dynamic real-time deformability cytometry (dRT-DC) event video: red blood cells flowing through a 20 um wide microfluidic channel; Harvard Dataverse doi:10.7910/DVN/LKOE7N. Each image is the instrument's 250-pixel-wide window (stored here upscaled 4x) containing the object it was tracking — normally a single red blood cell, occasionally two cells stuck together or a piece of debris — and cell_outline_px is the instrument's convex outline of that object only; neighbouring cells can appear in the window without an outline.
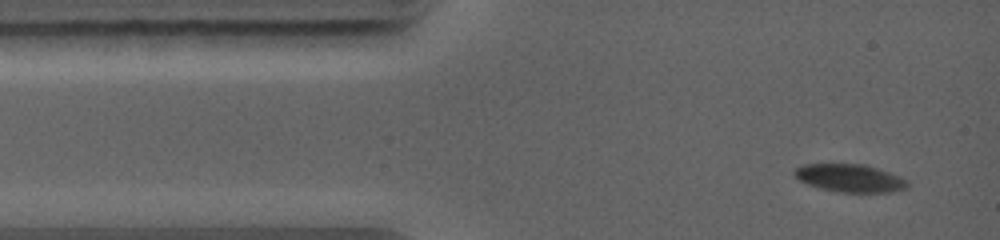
{"species": "common noctule bat (a hibernating species)", "species_latin": "Nyctalus noctula", "temperature_condition": "warm", "stored_images_in_passage": 12, "camera_frame_rate_fps": 5000, "um_per_image_px": 0.085, "animal": {"sex": "female", "body_mass_g": 19.0, "forearm_length_mm": 56.7}, "frame": {"image": 1, "passage_image": 1, "time_ms": 0.0, "image_size_px": [1000, 240], "cell_outline_px": [[908, 188], [888, 192], [844, 192], [824, 188], [808, 184], [800, 180], [792, 172], [800, 164], [864, 164], [900, 176], [908, 180]], "centroid_in_image_um": [72.26, 15.12], "position_along_channel_um": 12.7, "area_um2": 18.09}}
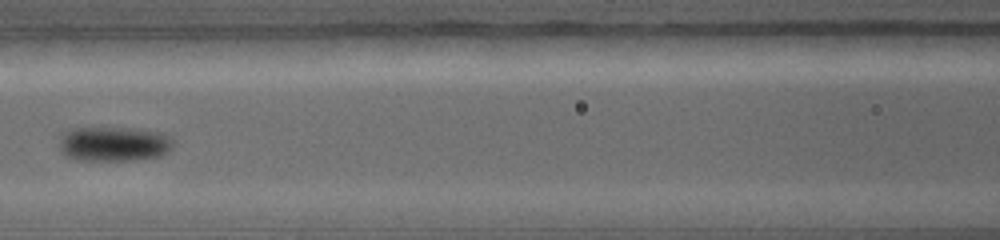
{"frame": {"image": 2, "passage_image": 5, "time_ms": 4.2, "image_size_px": [1000, 240], "cell_outline_px": [[172, 144], [160, 156], [132, 160], [76, 160], [64, 156], [60, 148], [56, 136], [68, 128], [140, 128], [160, 132], [168, 136], [172, 140]], "centroid_in_image_um": [9.55, 12.21], "position_along_channel_um": 157.0, "area_um2": 23.35}}
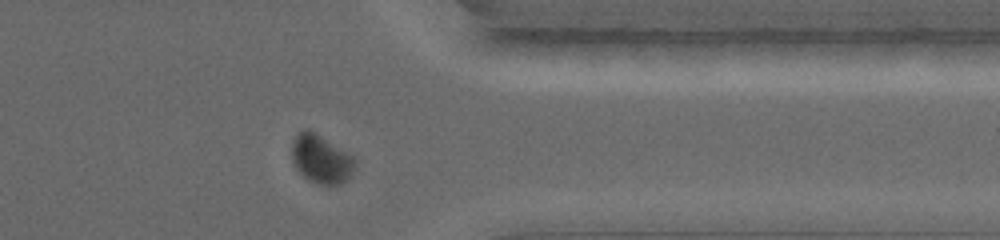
{"frame": {"image": 3, "passage_image": 11, "time_ms": 9.2, "image_size_px": [1000, 240], "cell_outline_px": [[356, 168], [352, 176], [348, 180], [340, 184], [320, 184], [308, 180], [296, 168], [292, 160], [292, 140], [304, 128], [308, 128], [316, 132], [352, 156], [356, 160]], "centroid_in_image_um": [27.31, 13.52], "position_along_channel_um": 384.1, "area_um2": 17.98}}